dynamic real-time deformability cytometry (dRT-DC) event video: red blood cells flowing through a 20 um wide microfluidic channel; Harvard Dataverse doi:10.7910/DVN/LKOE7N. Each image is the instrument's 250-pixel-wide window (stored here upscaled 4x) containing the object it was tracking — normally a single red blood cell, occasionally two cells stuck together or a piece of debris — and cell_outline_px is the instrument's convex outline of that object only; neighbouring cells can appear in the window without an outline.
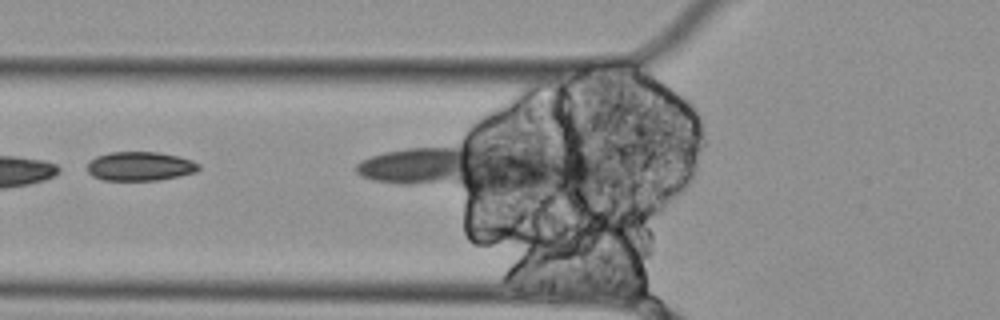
{"species": "Egyptian fruit bat (a non-hibernating species)", "species_latin": "Rousettus aegyptiacus", "temperature_condition": "cold", "stored_images_in_passage": 4, "camera_frame_rate_fps": 3000, "um_per_image_px": 0.085, "animal": {"sex": "female"}, "frame": {"image": 1, "passage_image": 3, "time_ms": 0.667, "image_size_px": [1000, 320], "cell_outline_px": [[200, 168], [196, 172], [156, 180], [104, 180], [92, 176], [88, 172], [88, 160], [96, 156], [108, 152], [160, 152], [180, 156], [192, 160], [200, 164]], "centroid_in_image_um": [11.89, 14.11], "position_along_channel_um": 113.9, "area_um2": 18.96}}